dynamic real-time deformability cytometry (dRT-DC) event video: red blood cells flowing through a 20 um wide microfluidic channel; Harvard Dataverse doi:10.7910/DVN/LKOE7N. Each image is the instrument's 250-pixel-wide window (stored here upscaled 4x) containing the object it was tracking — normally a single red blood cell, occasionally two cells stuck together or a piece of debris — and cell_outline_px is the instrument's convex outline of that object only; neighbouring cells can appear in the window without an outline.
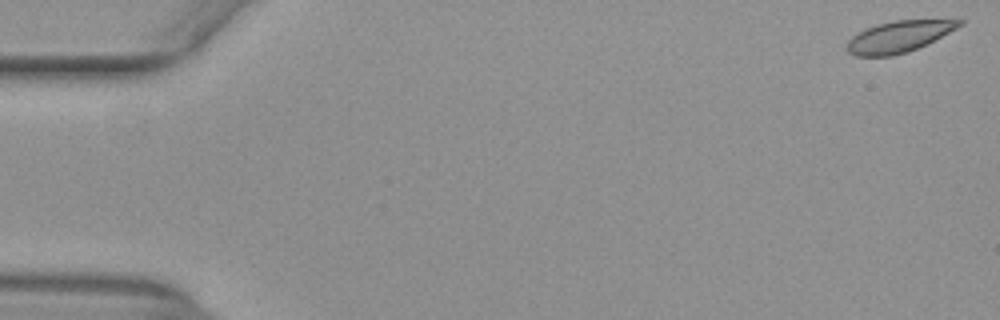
{"species": "common noctule bat (a hibernating species)", "species_latin": "Nyctalus noctula", "temperature_condition": "warm", "stored_images_in_passage": 50, "camera_frame_rate_fps": 3000, "um_per_image_px": 0.085, "animal": {"sex": "female", "body_mass_g": 29.2, "forearm_length_mm": 56.3}, "frame": {"image": 1, "passage_image": 1, "time_ms": 0.0, "image_size_px": [1000, 320], "cell_outline_px": [[964, 24], [908, 52], [892, 56], [856, 56], [848, 52], [844, 48], [848, 40], [852, 36], [876, 24], [892, 20], [964, 20]], "centroid_in_image_um": [76.33, 3.12], "position_along_channel_um": 8.7, "area_um2": 20.23}}
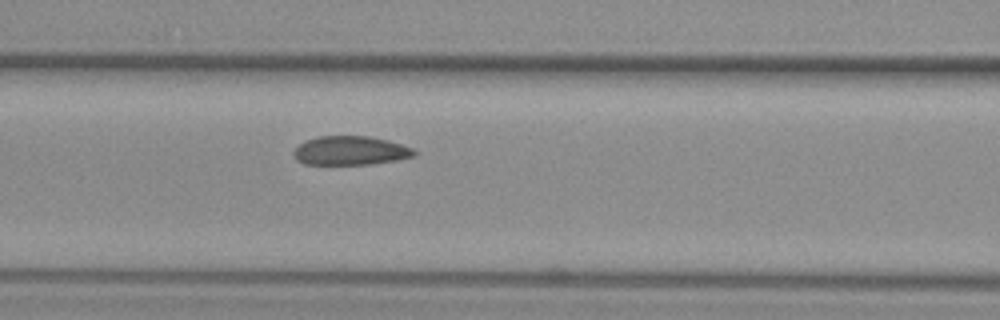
{"frame": {"image": 2, "passage_image": 24, "time_ms": 7.667, "image_size_px": [1000, 320], "cell_outline_px": [[416, 156], [396, 160], [372, 164], [304, 164], [296, 160], [292, 152], [304, 140], [320, 136], [368, 136], [388, 140], [412, 148], [416, 152]], "centroid_in_image_um": [29.77, 12.8], "position_along_channel_um": 136.8, "area_um2": 20.35}}
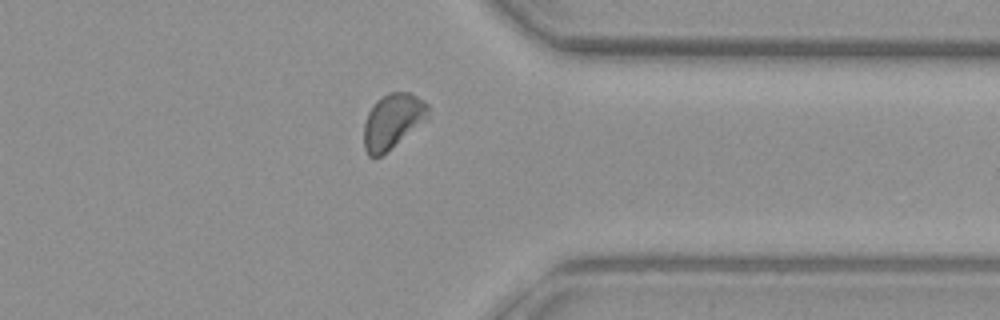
{"frame": {"image": 3, "passage_image": 43, "time_ms": 14.0, "image_size_px": [1000, 320], "cell_outline_px": [[428, 120], [380, 156], [368, 156], [364, 148], [364, 124], [368, 112], [376, 100], [388, 92], [408, 92], [424, 100], [428, 104]], "centroid_in_image_um": [33.38, 10.28], "position_along_channel_um": 378.0, "area_um2": 20.58}}